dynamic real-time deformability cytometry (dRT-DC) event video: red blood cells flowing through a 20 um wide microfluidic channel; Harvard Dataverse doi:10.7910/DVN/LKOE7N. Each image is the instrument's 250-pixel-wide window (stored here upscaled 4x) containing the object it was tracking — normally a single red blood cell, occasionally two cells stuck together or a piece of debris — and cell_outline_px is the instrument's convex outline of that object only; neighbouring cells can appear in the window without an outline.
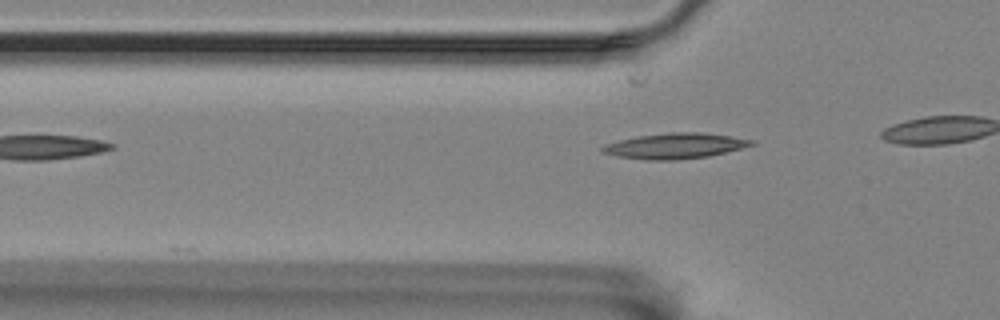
{"species": "Egyptian fruit bat (a non-hibernating species)", "species_latin": "Rousettus aegyptiacus", "temperature_condition": "room temperature", "stored_images_in_passage": 8, "camera_frame_rate_fps": 3000, "um_per_image_px": 0.085, "animal": {"sex": "female"}, "frame": {"image": 1, "passage_image": 2, "time_ms": 0.333, "image_size_px": [1000, 320], "cell_outline_px": [[756, 144], [708, 156], [676, 160], [648, 160], [616, 156], [600, 152], [600, 148], [604, 144], [636, 136], [672, 132], [700, 132], [756, 140]], "centroid_in_image_um": [57.33, 12.4], "position_along_channel_um": 68.5, "area_um2": 22.08}}
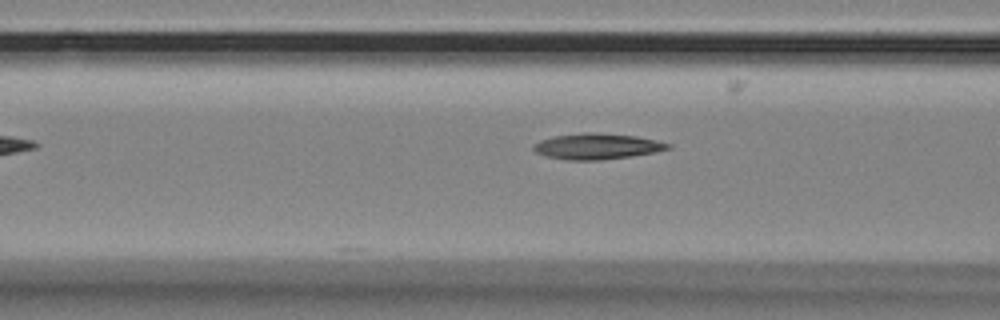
{"frame": {"image": 2, "passage_image": 6, "time_ms": 1.667, "image_size_px": [1000, 320], "cell_outline_px": [[672, 148], [656, 152], [632, 156], [600, 160], [564, 160], [544, 156], [536, 152], [532, 148], [532, 144], [540, 140], [552, 136], [584, 132], [592, 132], [636, 136], [656, 140], [672, 144]], "centroid_in_image_um": [50.72, 12.44], "position_along_channel_um": 115.9, "area_um2": 20.52}}